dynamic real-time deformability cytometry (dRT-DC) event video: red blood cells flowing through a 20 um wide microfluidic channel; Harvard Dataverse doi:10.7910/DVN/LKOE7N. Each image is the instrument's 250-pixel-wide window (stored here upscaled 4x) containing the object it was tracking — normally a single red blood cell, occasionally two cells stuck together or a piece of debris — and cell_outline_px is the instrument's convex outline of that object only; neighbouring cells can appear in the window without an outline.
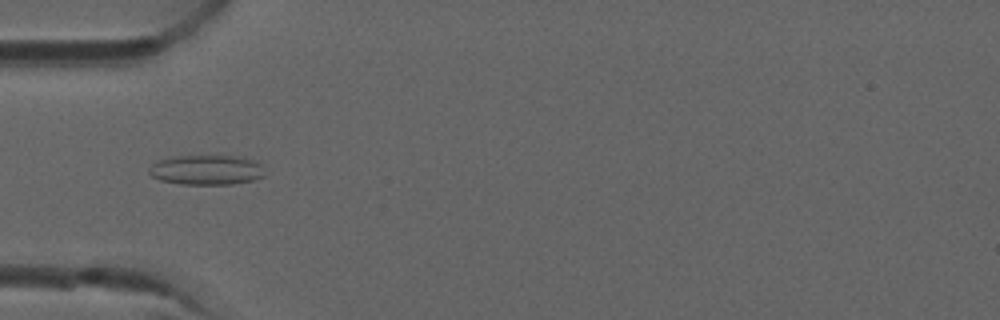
{"species": "common noctule bat (a hibernating species)", "species_latin": "Nyctalus noctula", "temperature_condition": "room temperature", "stored_images_in_passage": 6, "camera_frame_rate_fps": 3000, "um_per_image_px": 0.085, "animal": {"sex": "male", "forearm_length_mm": 52.5}, "frame": {"image": 1, "passage_image": 4, "time_ms": 1.0, "image_size_px": [1000, 320], "cell_outline_px": [[264, 176], [252, 180], [232, 184], [180, 184], [160, 180], [152, 176], [148, 172], [148, 168], [152, 164], [160, 160], [176, 156], [236, 156], [256, 160], [260, 164]], "centroid_in_image_um": [17.53, 14.44], "position_along_channel_um": 67.5, "area_um2": 20.0}}
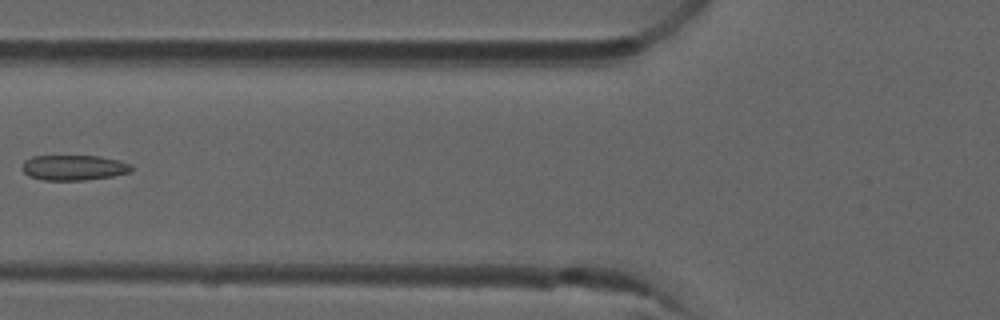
{"frame": {"image": 2, "passage_image": 5, "time_ms": 1.333, "image_size_px": [1000, 320], "cell_outline_px": [[132, 172], [112, 176], [84, 180], [44, 180], [28, 176], [20, 168], [24, 160], [32, 156], [100, 156], [132, 164]], "centroid_in_image_um": [6.24, 14.25], "position_along_channel_um": 119.6, "area_um2": 16.18}}
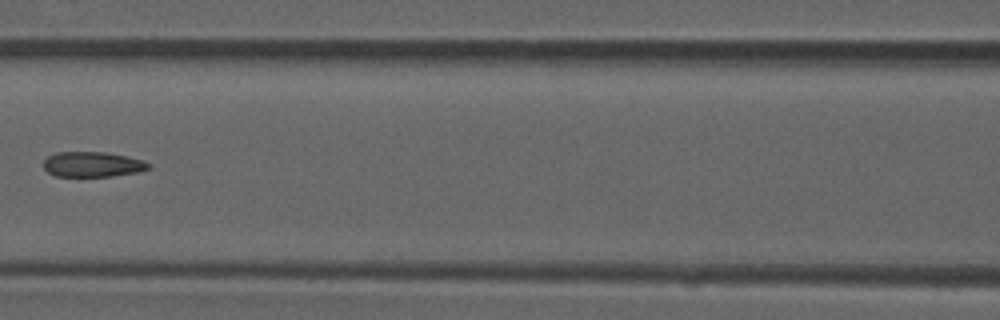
{"frame": {"image": 3, "passage_image": 6, "time_ms": 1.667, "image_size_px": [1000, 320], "cell_outline_px": [[152, 168], [136, 172], [112, 176], [56, 176], [48, 172], [44, 168], [44, 160], [48, 156], [56, 152], [104, 152], [128, 156], [144, 160], [152, 164]], "centroid_in_image_um": [7.9, 13.96], "position_along_channel_um": 158.7, "area_um2": 15.49}}